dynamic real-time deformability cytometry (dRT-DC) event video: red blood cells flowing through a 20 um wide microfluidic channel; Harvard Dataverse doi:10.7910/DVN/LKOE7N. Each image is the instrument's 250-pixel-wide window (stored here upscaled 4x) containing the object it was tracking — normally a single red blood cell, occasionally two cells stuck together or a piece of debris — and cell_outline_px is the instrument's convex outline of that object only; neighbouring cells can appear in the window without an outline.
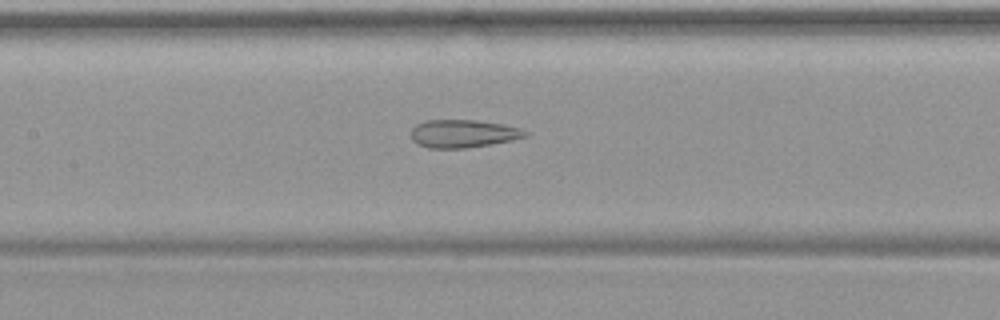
{"species": "common noctule bat (a hibernating species)", "species_latin": "Nyctalus noctula", "temperature_condition": "warm", "stored_images_in_passage": 49, "camera_frame_rate_fps": 3000, "um_per_image_px": 0.085, "animal": {"sex": "female", "body_mass_g": 19.9}, "frame": {"image": 1, "passage_image": 23, "time_ms": 7.333, "image_size_px": [1000, 320], "cell_outline_px": [[528, 136], [512, 140], [464, 148], [428, 148], [416, 144], [412, 140], [412, 128], [416, 124], [424, 120], [476, 120], [504, 124], [520, 128], [528, 132]], "centroid_in_image_um": [39.35, 11.35], "position_along_channel_um": 168.1, "area_um2": 18.61}}
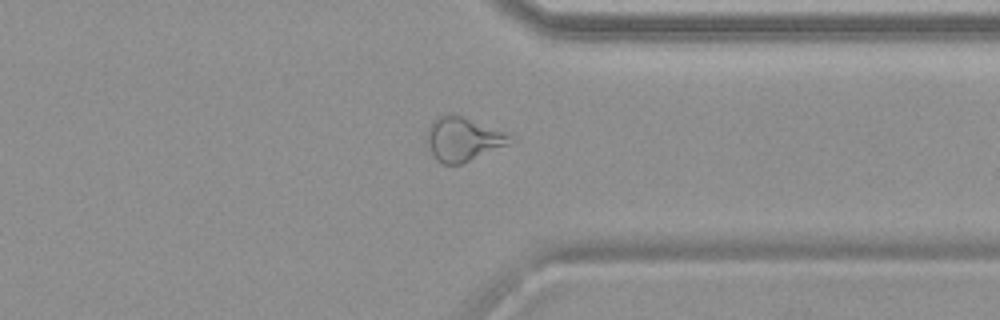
{"frame": {"image": 2, "passage_image": 38, "time_ms": 12.333, "image_size_px": [1000, 320], "cell_outline_px": [[516, 140], [508, 144], [460, 164], [444, 164], [436, 160], [428, 144], [428, 128], [432, 120], [436, 116], [464, 116], [504, 132], [512, 136]], "centroid_in_image_um": [39.37, 11.82], "position_along_channel_um": 372.0, "area_um2": 20.69}}
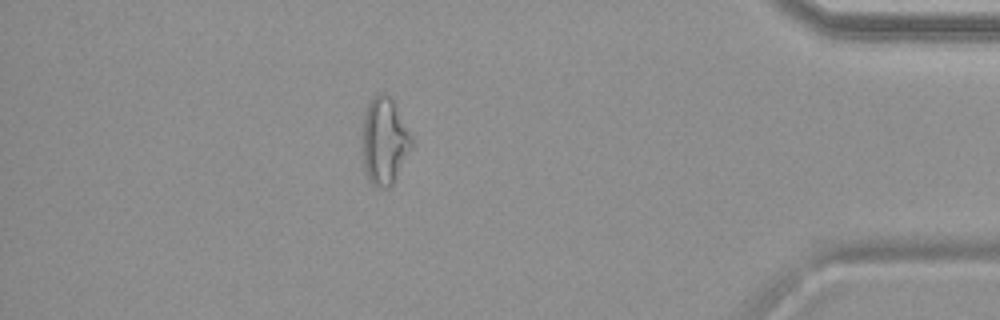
{"frame": {"image": 3, "passage_image": 43, "time_ms": 14.0, "image_size_px": [1000, 320], "cell_outline_px": [[412, 148], [392, 184], [388, 188], [384, 188], [372, 184], [368, 180], [364, 168], [360, 148], [360, 132], [364, 112], [372, 96], [380, 92], [384, 92], [392, 100], [412, 136]], "centroid_in_image_um": [32.61, 11.98], "position_along_channel_um": 402.6, "area_um2": 25.55}}